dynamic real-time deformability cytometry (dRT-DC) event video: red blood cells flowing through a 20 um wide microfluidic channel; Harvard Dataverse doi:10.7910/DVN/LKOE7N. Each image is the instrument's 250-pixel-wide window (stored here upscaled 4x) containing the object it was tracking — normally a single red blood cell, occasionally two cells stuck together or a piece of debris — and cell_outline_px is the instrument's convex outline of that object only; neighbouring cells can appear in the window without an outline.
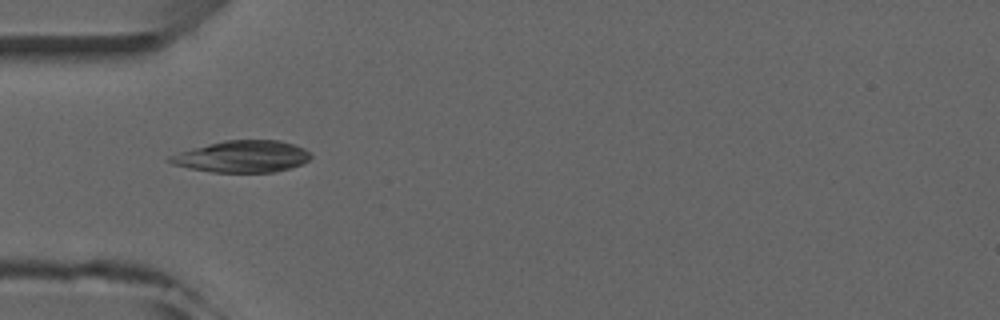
{"species": "common noctule bat (a hibernating species)", "species_latin": "Nyctalus noctula", "temperature_condition": "room temperature", "stored_images_in_passage": 1, "camera_frame_rate_fps": 3000, "um_per_image_px": 0.085, "animal": {"sex": "male", "forearm_length_mm": 52.5}, "frame": {"image": 1, "passage_image": 1, "time_ms": 0.0, "image_size_px": [1000, 320], "cell_outline_px": [[312, 156], [308, 160], [300, 164], [288, 168], [272, 172], [212, 172], [188, 168], [172, 164], [164, 160], [168, 156], [180, 152], [208, 144], [224, 140], [280, 140], [304, 148], [312, 152]], "centroid_in_image_um": [20.57, 13.3], "position_along_channel_um": 64.4, "area_um2": 26.01}}